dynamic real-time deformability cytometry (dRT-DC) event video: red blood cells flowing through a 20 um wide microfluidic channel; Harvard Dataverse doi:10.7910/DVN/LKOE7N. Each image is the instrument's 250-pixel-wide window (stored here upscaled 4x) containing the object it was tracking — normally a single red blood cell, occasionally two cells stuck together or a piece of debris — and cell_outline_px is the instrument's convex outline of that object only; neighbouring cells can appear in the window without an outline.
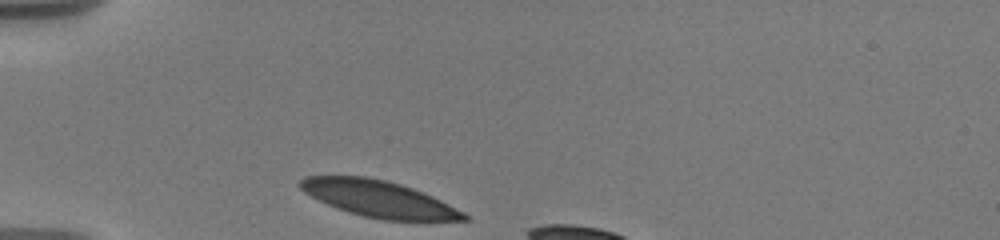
{"species": "human", "species_latin": "Homo sapiens", "temperature_condition": "warm", "stored_images_in_passage": 6, "camera_frame_rate_fps": 3000, "um_per_image_px": 0.085, "donor": {"sex": "male"}, "frame": {"image": 1, "passage_image": 1, "time_ms": 0.0, "image_size_px": [1000, 240], "cell_outline_px": [[472, 220], [384, 220], [364, 216], [348, 212], [328, 204], [304, 192], [296, 184], [304, 176], [364, 176], [384, 180], [400, 184], [412, 188], [432, 196], [464, 212]], "centroid_in_image_um": [32.18, 16.89], "position_along_channel_um": 52.8, "area_um2": 34.39}}